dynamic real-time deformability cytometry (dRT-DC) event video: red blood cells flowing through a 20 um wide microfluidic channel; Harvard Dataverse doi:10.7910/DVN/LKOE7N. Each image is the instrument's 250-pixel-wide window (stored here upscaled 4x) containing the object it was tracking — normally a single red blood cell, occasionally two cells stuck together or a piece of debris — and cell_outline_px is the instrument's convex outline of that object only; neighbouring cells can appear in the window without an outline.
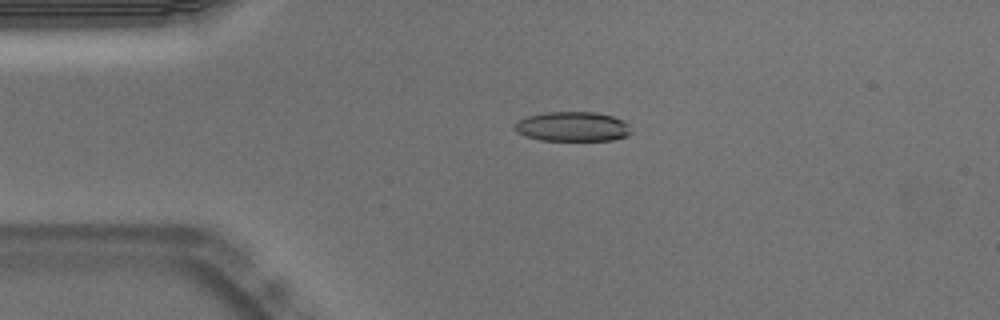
{"species": "Egyptian fruit bat (a non-hibernating species)", "species_latin": "Rousettus aegyptiacus", "temperature_condition": "warm", "stored_images_in_passage": 16, "camera_frame_rate_fps": 3000, "um_per_image_px": 0.085, "animal": {"sex": "male"}, "frame": {"image": 1, "passage_image": 10, "time_ms": 3.0, "image_size_px": [1000, 320], "cell_outline_px": [[632, 132], [628, 136], [612, 140], [540, 140], [516, 132], [516, 120], [528, 116], [548, 112], [592, 112], [612, 116], [624, 120], [628, 124]], "centroid_in_image_um": [48.7, 10.76], "position_along_channel_um": 36.3, "area_um2": 20.0}}